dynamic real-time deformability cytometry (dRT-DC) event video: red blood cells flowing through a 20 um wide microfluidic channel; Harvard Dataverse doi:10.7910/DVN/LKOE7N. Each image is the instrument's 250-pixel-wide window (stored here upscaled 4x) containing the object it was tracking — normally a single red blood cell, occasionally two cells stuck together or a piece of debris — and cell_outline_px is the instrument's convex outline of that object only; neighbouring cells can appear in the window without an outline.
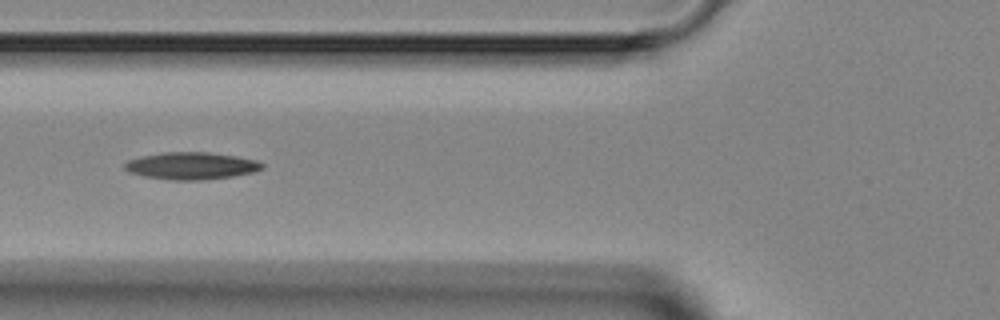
{"species": "Egyptian fruit bat (a non-hibernating species)", "species_latin": "Rousettus aegyptiacus", "temperature_condition": "room temperature", "stored_images_in_passage": 6, "camera_frame_rate_fps": 3000, "um_per_image_px": 0.085, "animal": {"sex": "female"}, "frame": {"image": 1, "passage_image": 5, "time_ms": 5.333, "image_size_px": [1000, 320], "cell_outline_px": [[264, 168], [252, 172], [232, 176], [200, 180], [172, 180], [144, 176], [128, 172], [124, 168], [124, 164], [128, 160], [144, 156], [164, 152], [208, 152], [236, 156], [256, 160], [264, 164]], "centroid_in_image_um": [16.26, 14.09], "position_along_channel_um": 109.5, "area_um2": 21.62}}
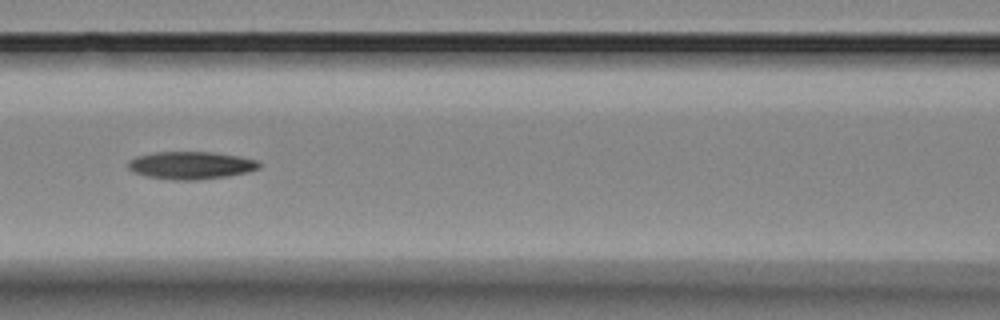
{"frame": {"image": 2, "passage_image": 6, "time_ms": 6.333, "image_size_px": [1000, 320], "cell_outline_px": [[260, 168], [248, 172], [224, 176], [196, 180], [176, 180], [148, 176], [132, 172], [128, 168], [128, 160], [136, 156], [152, 152], [212, 152], [240, 156], [256, 160], [260, 164]], "centroid_in_image_um": [16.2, 14.04], "position_along_channel_um": 150.4, "area_um2": 21.04}}